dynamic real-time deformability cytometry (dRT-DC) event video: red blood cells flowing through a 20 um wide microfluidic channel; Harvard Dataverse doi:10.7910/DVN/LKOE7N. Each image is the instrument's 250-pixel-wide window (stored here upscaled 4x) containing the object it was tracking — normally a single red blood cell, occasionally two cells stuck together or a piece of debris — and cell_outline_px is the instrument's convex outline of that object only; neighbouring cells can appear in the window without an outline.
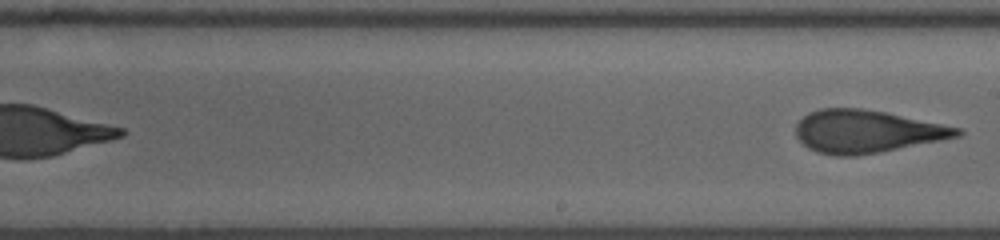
{"species": "human", "species_latin": "Homo sapiens", "temperature_condition": "room temperature", "stored_images_in_passage": 11, "segment_of_instrument_passage": [2, 2], "camera_frame_rate_fps": 3000, "um_per_image_px": 0.085, "donor": {"sex": "male"}, "frame": {"image": 1, "passage_image": 11, "time_ms": 6.667, "image_size_px": [1000, 240], "cell_outline_px": [[964, 132], [960, 136], [880, 152], [852, 156], [836, 156], [816, 152], [808, 148], [796, 136], [796, 124], [808, 112], [820, 108], [860, 108], [884, 112], [960, 128]], "centroid_in_image_um": [73.62, 11.17], "position_along_channel_um": 215.4, "area_um2": 39.82}}